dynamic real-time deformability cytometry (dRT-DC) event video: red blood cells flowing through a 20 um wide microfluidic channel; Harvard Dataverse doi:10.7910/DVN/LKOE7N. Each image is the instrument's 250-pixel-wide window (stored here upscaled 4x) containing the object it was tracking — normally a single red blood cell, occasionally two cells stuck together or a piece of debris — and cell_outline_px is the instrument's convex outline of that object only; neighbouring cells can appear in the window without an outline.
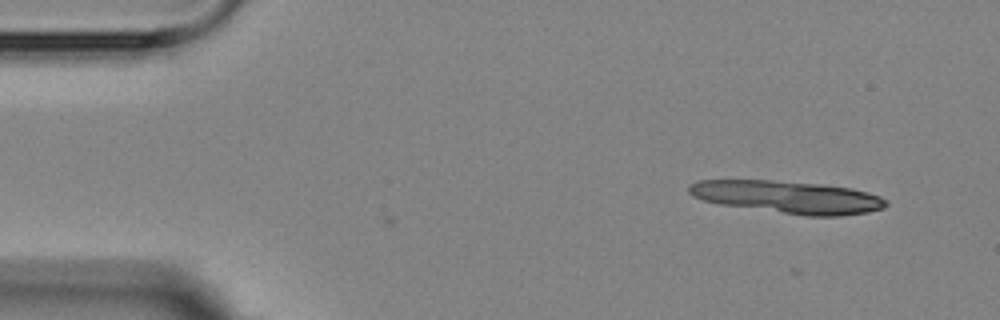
{"species": "Egyptian fruit bat (a non-hibernating species)", "species_latin": "Rousettus aegyptiacus", "temperature_condition": "room temperature", "stored_images_in_passage": 2, "camera_frame_rate_fps": 3000, "um_per_image_px": 0.085, "animal": {"sex": "female"}, "frame": {"image": 1, "passage_image": 2, "time_ms": 1.0, "image_size_px": [1000, 320], "cell_outline_px": [[888, 204], [884, 208], [868, 212], [840, 216], [808, 216], [720, 204], [704, 200], [692, 196], [688, 192], [688, 184], [696, 180], [772, 180], [820, 184], [852, 188], [868, 192], [880, 196], [888, 200]], "centroid_in_image_um": [66.98, 16.74], "position_along_channel_um": 18.0, "area_um2": 37.4}}